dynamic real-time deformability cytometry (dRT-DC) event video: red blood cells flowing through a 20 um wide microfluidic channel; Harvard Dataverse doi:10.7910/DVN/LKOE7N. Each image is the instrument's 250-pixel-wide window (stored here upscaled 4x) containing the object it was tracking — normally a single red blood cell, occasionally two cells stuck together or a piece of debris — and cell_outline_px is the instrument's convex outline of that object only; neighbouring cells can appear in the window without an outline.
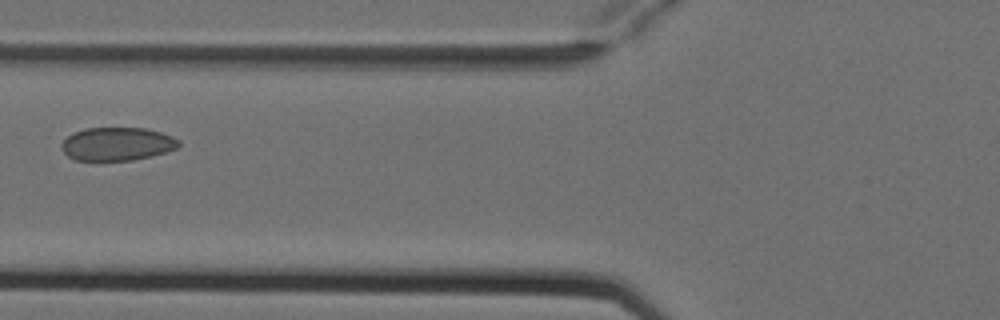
{"species": "Egyptian fruit bat (a non-hibernating species)", "species_latin": "Rousettus aegyptiacus", "temperature_condition": "cold", "stored_images_in_passage": 6, "camera_frame_rate_fps": 3000, "um_per_image_px": 0.085, "animal": {"sex": "female"}, "frame": {"image": 1, "passage_image": 5, "time_ms": 1.333, "image_size_px": [1000, 320], "cell_outline_px": [[180, 144], [176, 148], [152, 156], [132, 160], [76, 160], [68, 156], [64, 152], [60, 144], [72, 132], [84, 128], [144, 128], [160, 132], [172, 136], [180, 140]], "centroid_in_image_um": [9.94, 12.23], "position_along_channel_um": 115.9, "area_um2": 22.66}}
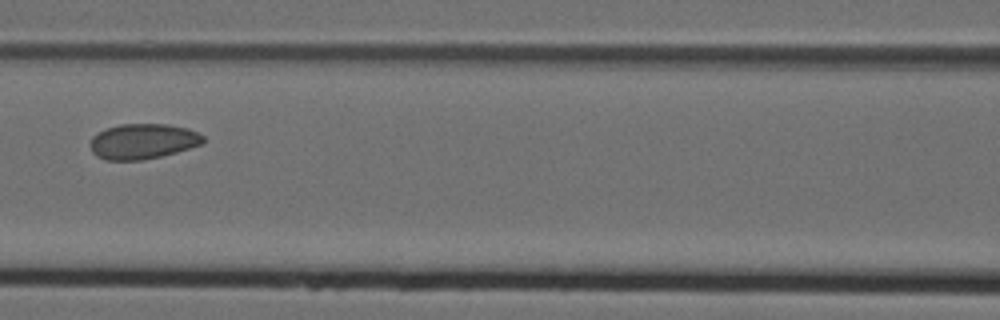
{"frame": {"image": 2, "passage_image": 6, "time_ms": 1.667, "image_size_px": [1000, 320], "cell_outline_px": [[204, 144], [176, 152], [160, 156], [140, 160], [104, 160], [96, 156], [92, 152], [88, 144], [92, 136], [108, 128], [120, 124], [168, 124], [188, 128], [204, 136]], "centroid_in_image_um": [12.13, 12.02], "position_along_channel_um": 154.5, "area_um2": 23.35}}